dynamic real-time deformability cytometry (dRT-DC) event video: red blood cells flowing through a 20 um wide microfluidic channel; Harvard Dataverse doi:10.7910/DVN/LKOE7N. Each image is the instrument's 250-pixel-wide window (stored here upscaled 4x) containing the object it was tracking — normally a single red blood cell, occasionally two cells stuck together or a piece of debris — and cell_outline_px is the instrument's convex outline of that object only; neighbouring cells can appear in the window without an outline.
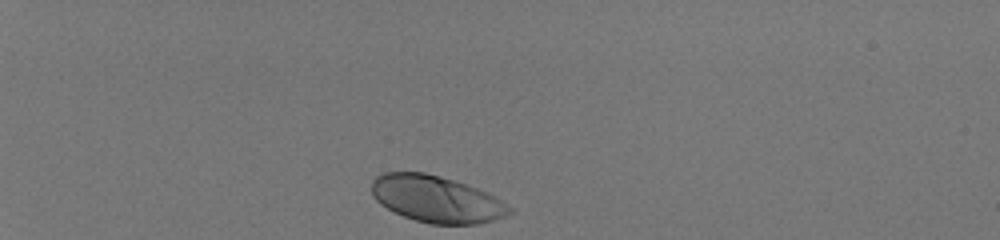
{"species": "human", "species_latin": "Homo sapiens", "temperature_condition": "room temperature", "stored_images_in_passage": 34, "camera_frame_rate_fps": 3000, "um_per_image_px": 0.085, "donor": {"sex": "male"}, "frame": {"image": 1, "passage_image": 1, "time_ms": 0.0, "image_size_px": [1000, 240], "cell_outline_px": [[512, 212], [504, 216], [492, 220], [476, 224], [432, 224], [416, 220], [404, 216], [380, 204], [372, 196], [372, 180], [376, 176], [384, 172], [424, 172], [440, 176], [476, 188], [500, 200], [512, 208]], "centroid_in_image_um": [37.05, 16.92], "position_along_channel_um": 48.0, "area_um2": 36.99}}
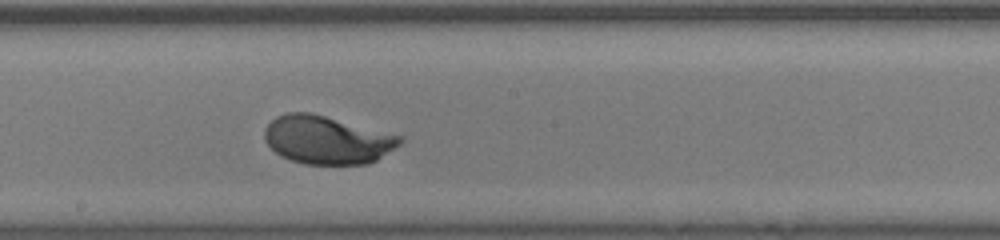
{"frame": {"image": 2, "passage_image": 19, "time_ms": 6.0, "image_size_px": [1000, 240], "cell_outline_px": [[404, 140], [400, 144], [376, 160], [368, 164], [304, 164], [280, 156], [264, 140], [264, 128], [276, 116], [288, 112], [312, 112], [404, 136]], "centroid_in_image_um": [27.8, 11.87], "position_along_channel_um": 220.4, "area_um2": 38.21}}
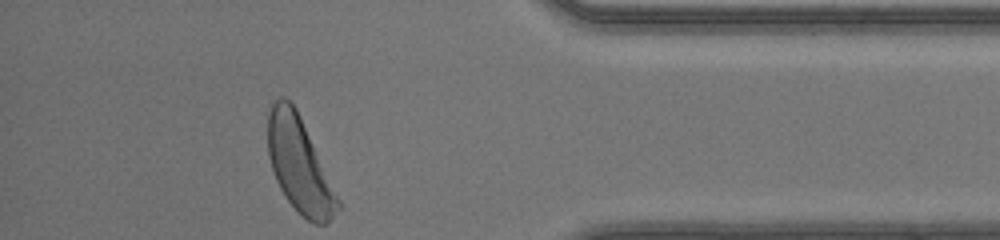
{"frame": {"image": 3, "passage_image": 34, "time_ms": 11.0, "image_size_px": [1000, 240], "cell_outline_px": [[340, 208], [324, 224], [312, 224], [288, 200], [280, 188], [276, 180], [268, 156], [268, 112], [272, 100], [280, 96], [284, 96], [296, 108], [300, 116], [340, 200]], "centroid_in_image_um": [25.42, 13.97], "position_along_channel_um": 409.8, "area_um2": 38.15}, "authors_computed_cell_mechanics": {"area_um2": 37.6856, "velocity_mm_per_s": 4.1241, "shape_relaxation_time_tau1_ms": 1.6466, "shape_relaxation_time_tau2_ms": null, "deformation_change_tau1": 0.152, "deformation_change_tau2": null}}